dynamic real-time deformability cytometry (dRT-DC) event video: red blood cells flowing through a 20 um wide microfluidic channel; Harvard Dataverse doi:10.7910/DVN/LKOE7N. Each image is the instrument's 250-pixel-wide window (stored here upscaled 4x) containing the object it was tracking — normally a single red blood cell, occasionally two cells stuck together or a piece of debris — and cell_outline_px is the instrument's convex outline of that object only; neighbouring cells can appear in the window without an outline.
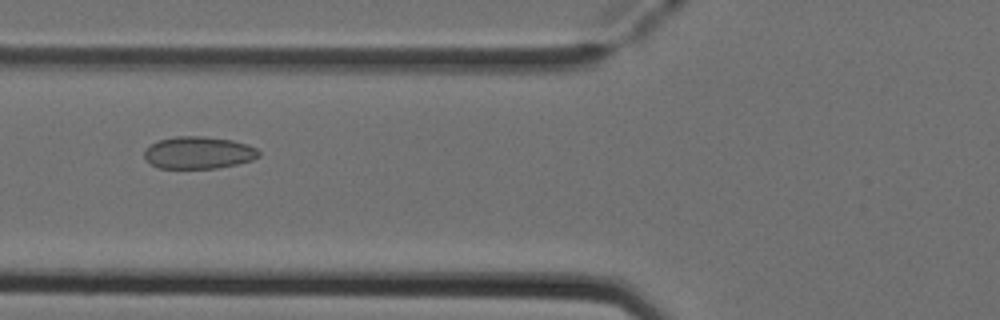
{"species": "Egyptian fruit bat (a non-hibernating species)", "species_latin": "Rousettus aegyptiacus", "temperature_condition": "cold", "stored_images_in_passage": 2, "camera_frame_rate_fps": 3000, "um_per_image_px": 0.085, "animal": {"sex": "female"}, "frame": {"image": 1, "passage_image": 2, "time_ms": 0.333, "image_size_px": [1000, 320], "cell_outline_px": [[260, 156], [252, 160], [236, 164], [216, 168], [156, 168], [144, 160], [144, 148], [160, 140], [176, 136], [200, 136], [232, 140], [248, 144], [256, 148], [260, 152]], "centroid_in_image_um": [16.85, 12.98], "position_along_channel_um": 109.0, "area_um2": 21.62}}